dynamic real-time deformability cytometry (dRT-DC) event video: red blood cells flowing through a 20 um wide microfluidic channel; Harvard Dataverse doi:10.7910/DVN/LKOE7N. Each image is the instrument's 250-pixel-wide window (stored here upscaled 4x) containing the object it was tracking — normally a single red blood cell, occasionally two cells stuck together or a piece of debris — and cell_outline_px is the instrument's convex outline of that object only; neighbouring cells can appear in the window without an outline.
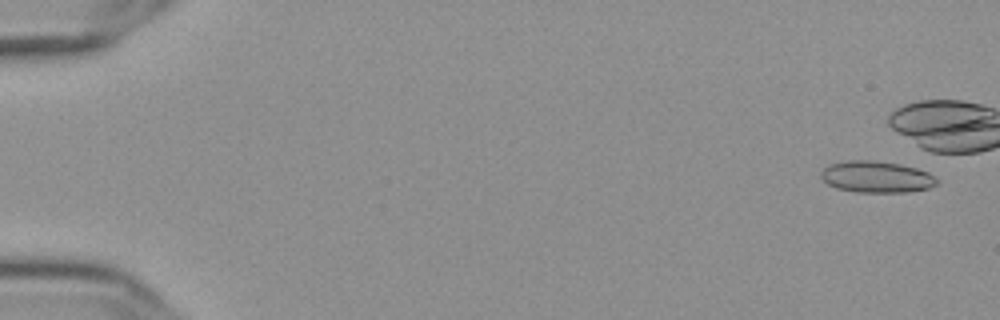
{"species": "Egyptian fruit bat (a non-hibernating species)", "species_latin": "Rousettus aegyptiacus", "temperature_condition": "cold", "stored_images_in_passage": 18, "camera_frame_rate_fps": 3000, "um_per_image_px": 0.085, "frame": {"image": 1, "passage_image": 3, "time_ms": 0.667, "image_size_px": [1000, 320], "cell_outline_px": [[940, 180], [936, 184], [928, 188], [908, 192], [856, 192], [836, 188], [828, 184], [820, 176], [820, 172], [828, 164], [848, 160], [876, 160], [900, 164], [916, 168], [928, 172], [936, 176]], "centroid_in_image_um": [74.51, 15.03], "position_along_channel_um": 10.5, "area_um2": 21.5}}